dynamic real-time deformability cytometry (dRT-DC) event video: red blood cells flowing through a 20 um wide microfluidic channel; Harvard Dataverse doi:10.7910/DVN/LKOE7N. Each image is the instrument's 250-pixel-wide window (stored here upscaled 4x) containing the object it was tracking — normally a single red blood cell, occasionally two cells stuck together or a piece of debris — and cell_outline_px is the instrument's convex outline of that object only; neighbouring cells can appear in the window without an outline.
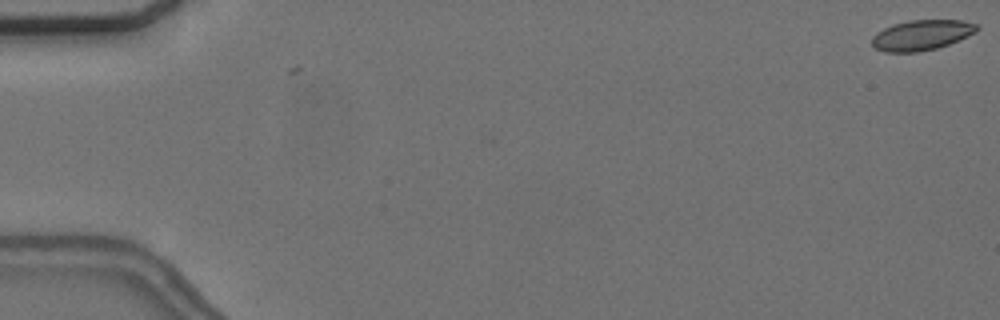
{"species": "common noctule bat (a hibernating species)", "species_latin": "Nyctalus noctula", "temperature_condition": "cold", "stored_images_in_passage": 2, "camera_frame_rate_fps": 3000, "um_per_image_px": 0.085, "animal": {"sex": "female", "body_mass_g": 24.6, "forearm_length_mm": 56.2}, "frame": {"image": 1, "passage_image": 2, "time_ms": 0.333, "image_size_px": [1000, 320], "cell_outline_px": [[980, 28], [976, 32], [968, 36], [948, 44], [936, 48], [916, 52], [884, 52], [876, 48], [872, 44], [872, 36], [876, 32], [892, 24], [908, 20], [960, 20], [980, 24]], "centroid_in_image_um": [78.35, 2.97], "position_along_channel_um": 6.7, "area_um2": 18.61}}